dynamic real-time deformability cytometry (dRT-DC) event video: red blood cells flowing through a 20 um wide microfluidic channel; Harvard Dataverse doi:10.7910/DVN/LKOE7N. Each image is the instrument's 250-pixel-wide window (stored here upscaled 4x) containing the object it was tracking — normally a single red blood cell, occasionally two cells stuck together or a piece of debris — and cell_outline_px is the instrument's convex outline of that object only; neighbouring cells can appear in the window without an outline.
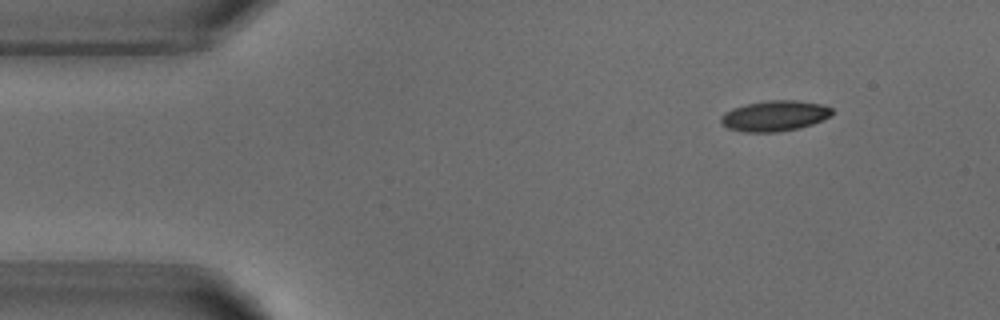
{"species": "common noctule bat (a hibernating species)", "species_latin": "Nyctalus noctula", "temperature_condition": "warm", "stored_images_in_passage": 2, "camera_frame_rate_fps": 3000, "um_per_image_px": 0.085, "animal": {"sex": "male", "body_mass_g": 18.8}, "frame": {"image": 1, "passage_image": 1, "time_ms": 0.0, "image_size_px": [1000, 320], "cell_outline_px": [[832, 116], [812, 124], [796, 128], [776, 132], [744, 132], [728, 128], [720, 124], [720, 116], [724, 112], [732, 108], [744, 104], [772, 100], [796, 100], [820, 104], [832, 108]], "centroid_in_image_um": [65.8, 9.84], "position_along_channel_um": 19.2, "area_um2": 19.83}}